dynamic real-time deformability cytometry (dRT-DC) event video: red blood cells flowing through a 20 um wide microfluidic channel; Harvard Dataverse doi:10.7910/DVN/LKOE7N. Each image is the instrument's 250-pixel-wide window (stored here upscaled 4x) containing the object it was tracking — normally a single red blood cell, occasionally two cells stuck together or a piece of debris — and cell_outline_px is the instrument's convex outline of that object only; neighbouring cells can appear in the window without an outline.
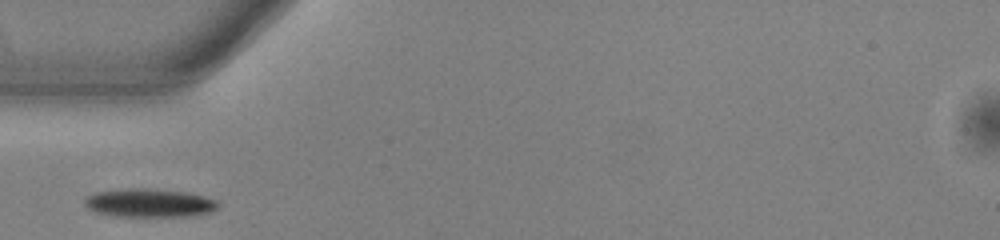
{"species": "common noctule bat (a hibernating species)", "species_latin": "Nyctalus noctula", "temperature_condition": "warm", "stored_images_in_passage": 28, "camera_frame_rate_fps": 3000, "um_per_image_px": 0.085, "animal": {"sex": "male", "body_mass_g": 13.0, "forearm_length_mm": 53.1}, "frame": {"image": 1, "passage_image": 1, "time_ms": 0.0, "image_size_px": [1000, 240], "cell_outline_px": [[220, 204], [212, 212], [188, 216], [120, 216], [96, 212], [88, 208], [84, 204], [84, 200], [88, 196], [96, 192], [132, 188], [144, 188], [184, 192], [216, 200]], "centroid_in_image_um": [12.69, 17.25], "position_along_channel_um": 72.3, "area_um2": 21.73}}
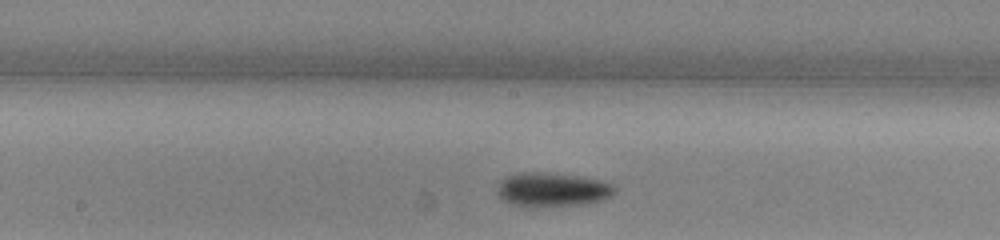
{"frame": {"image": 2, "passage_image": 11, "time_ms": 3.333, "image_size_px": [1000, 240], "cell_outline_px": [[616, 192], [612, 196], [604, 200], [580, 204], [512, 204], [504, 200], [496, 192], [496, 184], [500, 180], [508, 176], [520, 172], [556, 172], [580, 176], [612, 184], [616, 188]], "centroid_in_image_um": [46.95, 16.06], "position_along_channel_um": 201.2, "area_um2": 22.77}}
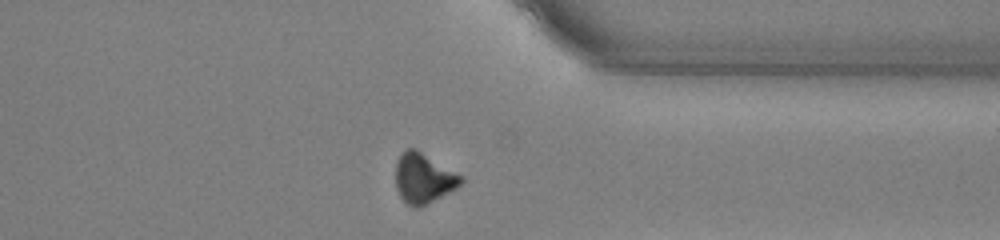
{"frame": {"image": 3, "passage_image": 25, "time_ms": 8.0, "image_size_px": [1000, 240], "cell_outline_px": [[464, 180], [456, 188], [420, 208], [416, 208], [404, 204], [396, 188], [396, 160], [408, 148], [416, 148], [464, 176]], "centroid_in_image_um": [36.0, 15.16], "position_along_channel_um": 375.4, "area_um2": 19.25}}